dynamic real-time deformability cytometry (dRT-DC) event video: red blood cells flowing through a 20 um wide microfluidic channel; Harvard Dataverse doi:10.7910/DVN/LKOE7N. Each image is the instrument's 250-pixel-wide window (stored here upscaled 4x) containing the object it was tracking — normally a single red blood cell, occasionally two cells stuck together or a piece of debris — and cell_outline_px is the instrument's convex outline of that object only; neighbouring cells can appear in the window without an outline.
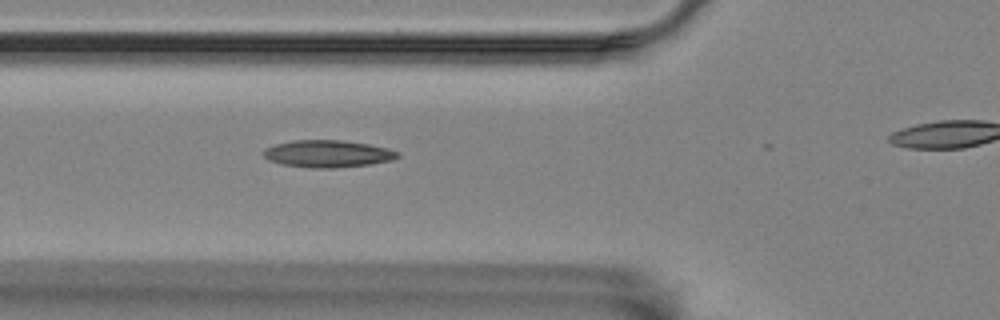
{"species": "Egyptian fruit bat (a non-hibernating species)", "species_latin": "Rousettus aegyptiacus", "temperature_condition": "room temperature", "stored_images_in_passage": 6, "segment_of_instrument_passage": [1, 2], "camera_frame_rate_fps": 3000, "um_per_image_px": 0.085, "animal": {"sex": "female"}, "frame": {"image": 1, "passage_image": 5, "time_ms": 1.333, "image_size_px": [1000, 320], "cell_outline_px": [[400, 156], [392, 160], [372, 164], [332, 168], [308, 168], [284, 164], [268, 160], [264, 156], [264, 148], [276, 144], [292, 140], [340, 140], [368, 144], [388, 148], [400, 152]], "centroid_in_image_um": [27.88, 13.07], "position_along_channel_um": 97.9, "area_um2": 21.27}}